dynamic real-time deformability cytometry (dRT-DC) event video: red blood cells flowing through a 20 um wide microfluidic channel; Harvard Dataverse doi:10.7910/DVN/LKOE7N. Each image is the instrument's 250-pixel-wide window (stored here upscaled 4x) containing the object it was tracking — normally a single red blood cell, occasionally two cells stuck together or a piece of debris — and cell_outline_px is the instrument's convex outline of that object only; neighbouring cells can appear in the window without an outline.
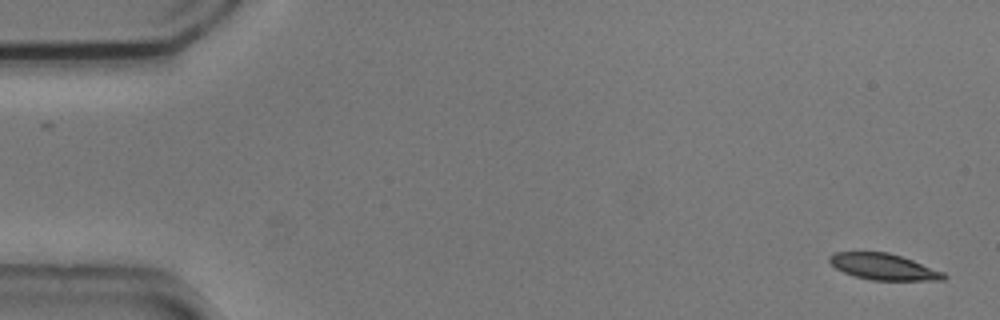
{"species": "common noctule bat (a hibernating species)", "species_latin": "Nyctalus noctula", "temperature_condition": "cold", "stored_images_in_passage": 50, "camera_frame_rate_fps": 3000, "um_per_image_px": 0.085, "animal": {"sex": "male", "body_mass_g": 20.5, "forearm_length_mm": 52.5}, "frame": {"image": 1, "passage_image": 1, "time_ms": 0.0, "image_size_px": [1000, 320], "cell_outline_px": [[948, 276], [944, 280], [872, 280], [856, 276], [844, 272], [836, 268], [828, 260], [828, 256], [836, 252], [888, 252], [912, 260], [944, 272]], "centroid_in_image_um": [75.11, 22.67], "position_along_channel_um": 9.9, "area_um2": 17.28}}
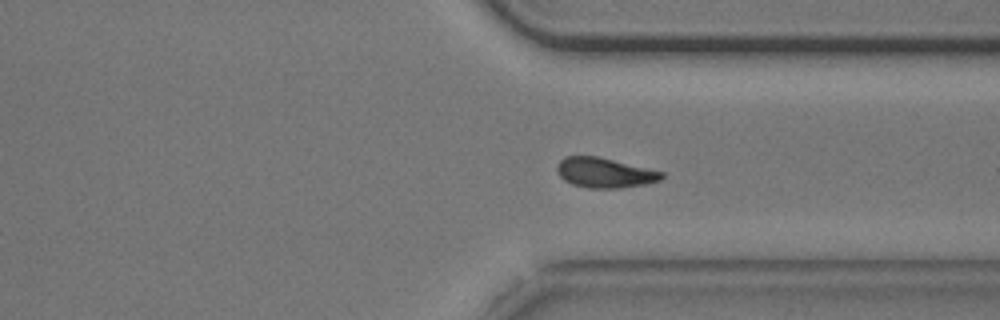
{"frame": {"image": 2, "passage_image": 40, "time_ms": 13.0, "image_size_px": [1000, 320], "cell_outline_px": [[664, 176], [660, 180], [644, 184], [620, 188], [588, 188], [572, 184], [564, 180], [556, 172], [556, 164], [564, 156], [596, 156], [664, 172]], "centroid_in_image_um": [51.35, 14.68], "position_along_channel_um": 360.1, "area_um2": 18.21}}
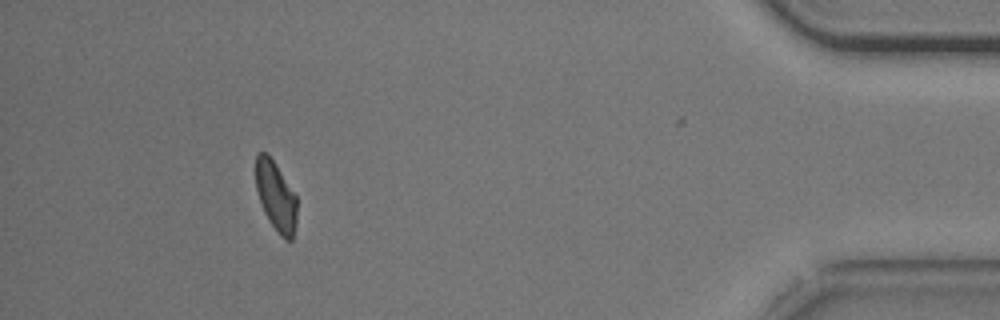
{"frame": {"image": 3, "passage_image": 49, "time_ms": 16.0, "image_size_px": [1000, 320], "cell_outline_px": [[296, 224], [292, 240], [284, 240], [280, 236], [268, 220], [264, 212], [256, 188], [256, 152], [264, 152], [272, 160], [296, 196]], "centroid_in_image_um": [23.44, 16.73], "position_along_channel_um": 411.8, "area_um2": 16.36}}